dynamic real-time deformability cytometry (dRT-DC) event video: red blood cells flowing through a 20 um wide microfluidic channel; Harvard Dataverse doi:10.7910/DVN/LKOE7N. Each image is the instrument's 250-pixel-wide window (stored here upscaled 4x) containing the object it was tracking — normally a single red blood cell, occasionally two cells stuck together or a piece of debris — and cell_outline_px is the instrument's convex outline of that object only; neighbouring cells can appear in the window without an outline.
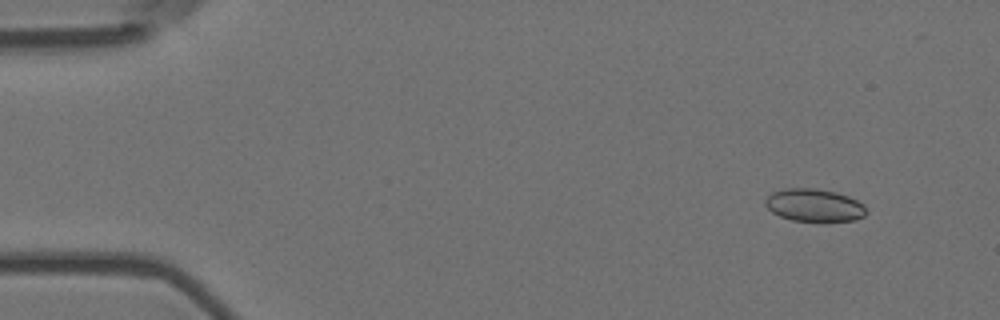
{"species": "Egyptian fruit bat (a non-hibernating species)", "species_latin": "Rousettus aegyptiacus", "temperature_condition": "room temperature", "stored_images_in_passage": 4, "camera_frame_rate_fps": 3000, "um_per_image_px": 0.085, "animal": {"sex": "female"}, "frame": {"image": 1, "passage_image": 1, "time_ms": 0.0, "image_size_px": [1000, 320], "cell_outline_px": [[868, 212], [864, 216], [856, 220], [792, 220], [780, 216], [772, 212], [764, 204], [764, 200], [772, 192], [784, 188], [816, 188], [836, 192], [848, 196], [864, 204]], "centroid_in_image_um": [69.21, 17.42], "position_along_channel_um": 15.8, "area_um2": 19.13}}
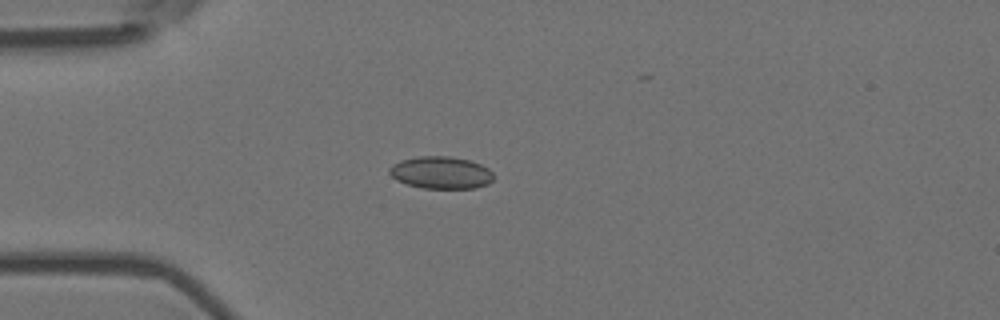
{"frame": {"image": 2, "passage_image": 4, "time_ms": 1.0, "image_size_px": [1000, 320], "cell_outline_px": [[492, 180], [488, 184], [476, 188], [424, 188], [408, 184], [396, 180], [388, 172], [388, 168], [392, 164], [400, 160], [420, 156], [448, 156], [468, 160], [480, 164], [488, 168], [492, 172]], "centroid_in_image_um": [37.46, 14.67], "position_along_channel_um": 47.5, "area_um2": 19.54}}